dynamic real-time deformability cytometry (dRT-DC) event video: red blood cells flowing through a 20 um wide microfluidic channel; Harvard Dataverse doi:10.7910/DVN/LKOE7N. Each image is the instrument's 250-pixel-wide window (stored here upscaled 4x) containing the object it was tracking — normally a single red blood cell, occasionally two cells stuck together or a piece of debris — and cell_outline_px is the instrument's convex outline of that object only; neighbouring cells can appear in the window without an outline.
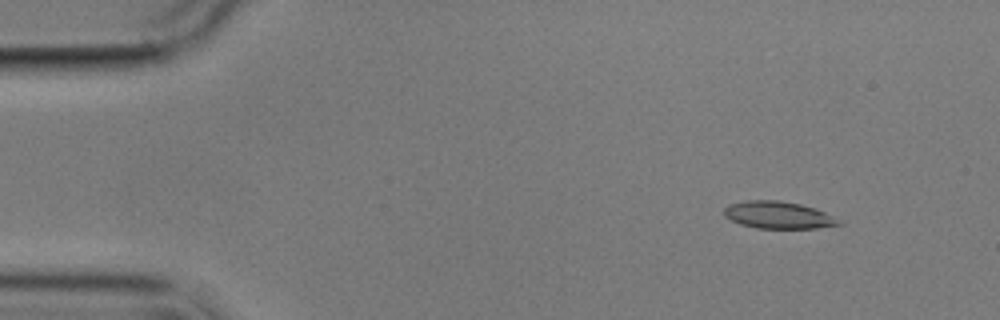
{"species": "common noctule bat (a hibernating species)", "species_latin": "Nyctalus noctula", "temperature_condition": "cold", "stored_images_in_passage": 5, "camera_frame_rate_fps": 3000, "um_per_image_px": 0.085, "animal": {"sex": "male", "body_mass_g": 17.9}, "frame": {"image": 1, "passage_image": 2, "time_ms": 1.0, "image_size_px": [1000, 320], "cell_outline_px": [[844, 224], [816, 228], [756, 228], [740, 224], [724, 216], [724, 208], [728, 204], [748, 200], [780, 200], [800, 204], [816, 208], [824, 212]], "centroid_in_image_um": [66.11, 18.27], "position_along_channel_um": 18.9, "area_um2": 18.09}}
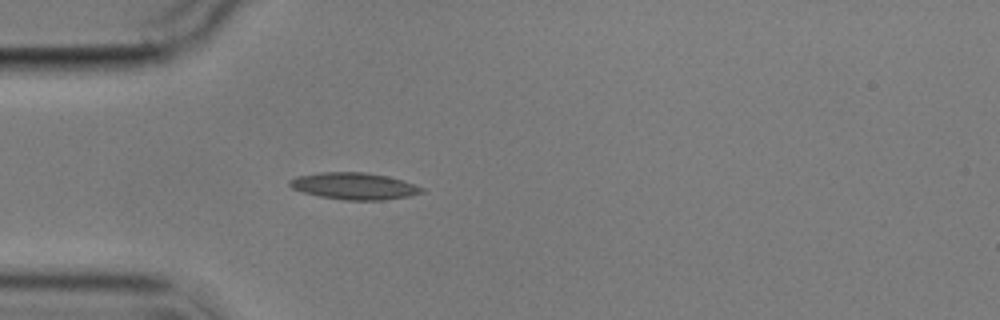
{"frame": {"image": 2, "passage_image": 4, "time_ms": 4.333, "image_size_px": [1000, 320], "cell_outline_px": [[424, 192], [408, 196], [384, 200], [344, 200], [320, 196], [304, 192], [292, 188], [288, 184], [288, 180], [296, 176], [320, 172], [364, 172], [388, 176], [424, 188]], "centroid_in_image_um": [30.07, 15.81], "position_along_channel_um": 54.9, "area_um2": 20.52}}